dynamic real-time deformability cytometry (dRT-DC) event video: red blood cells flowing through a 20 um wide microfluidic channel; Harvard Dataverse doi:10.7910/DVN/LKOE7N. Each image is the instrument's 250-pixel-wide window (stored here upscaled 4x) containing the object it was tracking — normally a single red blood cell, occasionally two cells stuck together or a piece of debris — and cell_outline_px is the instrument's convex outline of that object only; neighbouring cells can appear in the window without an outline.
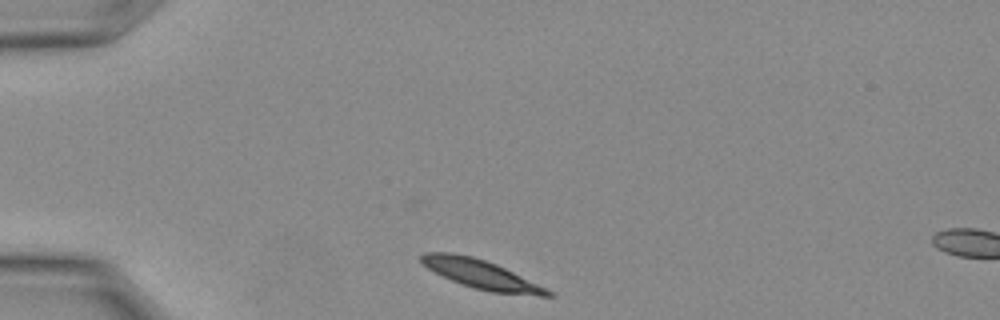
{"species": "Egyptian fruit bat (a non-hibernating species)", "species_latin": "Rousettus aegyptiacus", "temperature_condition": "warm", "stored_images_in_passage": 3, "camera_frame_rate_fps": 3000, "um_per_image_px": 0.085, "animal": {"sex": "female"}, "frame": {"image": 1, "passage_image": 1, "time_ms": 0.0, "image_size_px": [1000, 320], "cell_outline_px": [[556, 296], [540, 296], [492, 292], [460, 284], [428, 268], [420, 260], [420, 256], [424, 252], [448, 252], [472, 256], [496, 264], [552, 292]], "centroid_in_image_um": [40.86, 23.31], "position_along_channel_um": 44.1, "area_um2": 20.69}}